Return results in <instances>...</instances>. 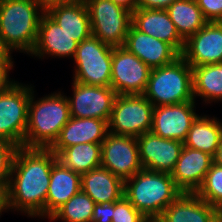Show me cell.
Instances as JSON below:
<instances>
[{"mask_svg":"<svg viewBox=\"0 0 222 222\" xmlns=\"http://www.w3.org/2000/svg\"><path fill=\"white\" fill-rule=\"evenodd\" d=\"M57 155L50 149L19 147L15 153L5 196L6 210L29 217H46L50 173Z\"/></svg>","mask_w":222,"mask_h":222,"instance_id":"1","label":"cell"},{"mask_svg":"<svg viewBox=\"0 0 222 222\" xmlns=\"http://www.w3.org/2000/svg\"><path fill=\"white\" fill-rule=\"evenodd\" d=\"M33 93L32 87L24 148L49 149L71 118L69 101L61 92L35 101Z\"/></svg>","mask_w":222,"mask_h":222,"instance_id":"2","label":"cell"},{"mask_svg":"<svg viewBox=\"0 0 222 222\" xmlns=\"http://www.w3.org/2000/svg\"><path fill=\"white\" fill-rule=\"evenodd\" d=\"M183 192L171 173L141 169L124 181V196L148 220H157Z\"/></svg>","mask_w":222,"mask_h":222,"instance_id":"3","label":"cell"},{"mask_svg":"<svg viewBox=\"0 0 222 222\" xmlns=\"http://www.w3.org/2000/svg\"><path fill=\"white\" fill-rule=\"evenodd\" d=\"M44 12L32 0H0V41L7 51L31 53Z\"/></svg>","mask_w":222,"mask_h":222,"instance_id":"4","label":"cell"},{"mask_svg":"<svg viewBox=\"0 0 222 222\" xmlns=\"http://www.w3.org/2000/svg\"><path fill=\"white\" fill-rule=\"evenodd\" d=\"M143 95L154 107L195 101L192 67L180 55L172 63L152 68Z\"/></svg>","mask_w":222,"mask_h":222,"instance_id":"5","label":"cell"},{"mask_svg":"<svg viewBox=\"0 0 222 222\" xmlns=\"http://www.w3.org/2000/svg\"><path fill=\"white\" fill-rule=\"evenodd\" d=\"M113 47L90 35L78 43L73 81L93 86H110Z\"/></svg>","mask_w":222,"mask_h":222,"instance_id":"6","label":"cell"},{"mask_svg":"<svg viewBox=\"0 0 222 222\" xmlns=\"http://www.w3.org/2000/svg\"><path fill=\"white\" fill-rule=\"evenodd\" d=\"M85 2L90 16L91 34L109 46H124L132 25V12L111 0Z\"/></svg>","mask_w":222,"mask_h":222,"instance_id":"7","label":"cell"},{"mask_svg":"<svg viewBox=\"0 0 222 222\" xmlns=\"http://www.w3.org/2000/svg\"><path fill=\"white\" fill-rule=\"evenodd\" d=\"M153 104L143 95H117L110 120L109 132L138 137L151 131Z\"/></svg>","mask_w":222,"mask_h":222,"instance_id":"8","label":"cell"},{"mask_svg":"<svg viewBox=\"0 0 222 222\" xmlns=\"http://www.w3.org/2000/svg\"><path fill=\"white\" fill-rule=\"evenodd\" d=\"M32 86L16 83L0 92V139L24 147Z\"/></svg>","mask_w":222,"mask_h":222,"instance_id":"9","label":"cell"},{"mask_svg":"<svg viewBox=\"0 0 222 222\" xmlns=\"http://www.w3.org/2000/svg\"><path fill=\"white\" fill-rule=\"evenodd\" d=\"M151 68L124 46L113 47L110 86L117 95L144 94Z\"/></svg>","mask_w":222,"mask_h":222,"instance_id":"10","label":"cell"},{"mask_svg":"<svg viewBox=\"0 0 222 222\" xmlns=\"http://www.w3.org/2000/svg\"><path fill=\"white\" fill-rule=\"evenodd\" d=\"M101 167L123 181L143 169L136 137L108 132L101 143Z\"/></svg>","mask_w":222,"mask_h":222,"instance_id":"11","label":"cell"},{"mask_svg":"<svg viewBox=\"0 0 222 222\" xmlns=\"http://www.w3.org/2000/svg\"><path fill=\"white\" fill-rule=\"evenodd\" d=\"M73 96L67 97L71 117L110 120L117 93L111 86H93L73 81Z\"/></svg>","mask_w":222,"mask_h":222,"instance_id":"12","label":"cell"},{"mask_svg":"<svg viewBox=\"0 0 222 222\" xmlns=\"http://www.w3.org/2000/svg\"><path fill=\"white\" fill-rule=\"evenodd\" d=\"M195 102L154 107L151 132L162 138L184 142L192 123L199 116L194 110Z\"/></svg>","mask_w":222,"mask_h":222,"instance_id":"13","label":"cell"},{"mask_svg":"<svg viewBox=\"0 0 222 222\" xmlns=\"http://www.w3.org/2000/svg\"><path fill=\"white\" fill-rule=\"evenodd\" d=\"M181 56L191 67L222 63V22H207L190 36Z\"/></svg>","mask_w":222,"mask_h":222,"instance_id":"14","label":"cell"},{"mask_svg":"<svg viewBox=\"0 0 222 222\" xmlns=\"http://www.w3.org/2000/svg\"><path fill=\"white\" fill-rule=\"evenodd\" d=\"M143 169L171 173L184 147L183 142L146 132L137 138Z\"/></svg>","mask_w":222,"mask_h":222,"instance_id":"15","label":"cell"},{"mask_svg":"<svg viewBox=\"0 0 222 222\" xmlns=\"http://www.w3.org/2000/svg\"><path fill=\"white\" fill-rule=\"evenodd\" d=\"M213 163L208 153L184 146L171 177L183 193H196Z\"/></svg>","mask_w":222,"mask_h":222,"instance_id":"16","label":"cell"},{"mask_svg":"<svg viewBox=\"0 0 222 222\" xmlns=\"http://www.w3.org/2000/svg\"><path fill=\"white\" fill-rule=\"evenodd\" d=\"M78 42L67 34L47 13H43L37 33V40L31 55L45 57L74 58ZM46 54V55H45Z\"/></svg>","mask_w":222,"mask_h":222,"instance_id":"17","label":"cell"},{"mask_svg":"<svg viewBox=\"0 0 222 222\" xmlns=\"http://www.w3.org/2000/svg\"><path fill=\"white\" fill-rule=\"evenodd\" d=\"M124 47L151 69L172 63L180 54L168 43L130 26Z\"/></svg>","mask_w":222,"mask_h":222,"instance_id":"18","label":"cell"},{"mask_svg":"<svg viewBox=\"0 0 222 222\" xmlns=\"http://www.w3.org/2000/svg\"><path fill=\"white\" fill-rule=\"evenodd\" d=\"M108 132V121L97 118L71 117L49 149L57 155L66 147L80 143H102Z\"/></svg>","mask_w":222,"mask_h":222,"instance_id":"19","label":"cell"},{"mask_svg":"<svg viewBox=\"0 0 222 222\" xmlns=\"http://www.w3.org/2000/svg\"><path fill=\"white\" fill-rule=\"evenodd\" d=\"M132 25L140 32L170 44L181 55L185 41L166 10L137 8L132 12Z\"/></svg>","mask_w":222,"mask_h":222,"instance_id":"20","label":"cell"},{"mask_svg":"<svg viewBox=\"0 0 222 222\" xmlns=\"http://www.w3.org/2000/svg\"><path fill=\"white\" fill-rule=\"evenodd\" d=\"M157 222H219L218 209L196 193H182L163 211Z\"/></svg>","mask_w":222,"mask_h":222,"instance_id":"21","label":"cell"},{"mask_svg":"<svg viewBox=\"0 0 222 222\" xmlns=\"http://www.w3.org/2000/svg\"><path fill=\"white\" fill-rule=\"evenodd\" d=\"M81 191V175L56 160L50 173L46 216L50 218L72 196Z\"/></svg>","mask_w":222,"mask_h":222,"instance_id":"22","label":"cell"},{"mask_svg":"<svg viewBox=\"0 0 222 222\" xmlns=\"http://www.w3.org/2000/svg\"><path fill=\"white\" fill-rule=\"evenodd\" d=\"M81 191L96 204L114 203L124 195V181L100 166L81 175Z\"/></svg>","mask_w":222,"mask_h":222,"instance_id":"23","label":"cell"},{"mask_svg":"<svg viewBox=\"0 0 222 222\" xmlns=\"http://www.w3.org/2000/svg\"><path fill=\"white\" fill-rule=\"evenodd\" d=\"M47 14L78 43L91 35L90 16L85 0L53 7Z\"/></svg>","mask_w":222,"mask_h":222,"instance_id":"24","label":"cell"},{"mask_svg":"<svg viewBox=\"0 0 222 222\" xmlns=\"http://www.w3.org/2000/svg\"><path fill=\"white\" fill-rule=\"evenodd\" d=\"M222 137V122L207 115L198 116L188 131L184 146L215 156Z\"/></svg>","mask_w":222,"mask_h":222,"instance_id":"25","label":"cell"},{"mask_svg":"<svg viewBox=\"0 0 222 222\" xmlns=\"http://www.w3.org/2000/svg\"><path fill=\"white\" fill-rule=\"evenodd\" d=\"M166 11L184 41L198 32L208 22L196 0L174 1Z\"/></svg>","mask_w":222,"mask_h":222,"instance_id":"26","label":"cell"},{"mask_svg":"<svg viewBox=\"0 0 222 222\" xmlns=\"http://www.w3.org/2000/svg\"><path fill=\"white\" fill-rule=\"evenodd\" d=\"M57 160L80 175L101 166V143H80L66 147Z\"/></svg>","mask_w":222,"mask_h":222,"instance_id":"27","label":"cell"},{"mask_svg":"<svg viewBox=\"0 0 222 222\" xmlns=\"http://www.w3.org/2000/svg\"><path fill=\"white\" fill-rule=\"evenodd\" d=\"M193 95L203 98L205 103L222 101V63L192 67Z\"/></svg>","mask_w":222,"mask_h":222,"instance_id":"28","label":"cell"},{"mask_svg":"<svg viewBox=\"0 0 222 222\" xmlns=\"http://www.w3.org/2000/svg\"><path fill=\"white\" fill-rule=\"evenodd\" d=\"M95 202L83 191H79L63 204L49 219L63 222H91Z\"/></svg>","mask_w":222,"mask_h":222,"instance_id":"29","label":"cell"},{"mask_svg":"<svg viewBox=\"0 0 222 222\" xmlns=\"http://www.w3.org/2000/svg\"><path fill=\"white\" fill-rule=\"evenodd\" d=\"M196 194L215 208L222 207V167L212 164Z\"/></svg>","mask_w":222,"mask_h":222,"instance_id":"30","label":"cell"},{"mask_svg":"<svg viewBox=\"0 0 222 222\" xmlns=\"http://www.w3.org/2000/svg\"><path fill=\"white\" fill-rule=\"evenodd\" d=\"M19 147L16 144L0 139V195L6 196L12 164Z\"/></svg>","mask_w":222,"mask_h":222,"instance_id":"31","label":"cell"},{"mask_svg":"<svg viewBox=\"0 0 222 222\" xmlns=\"http://www.w3.org/2000/svg\"><path fill=\"white\" fill-rule=\"evenodd\" d=\"M112 222H149L123 195L112 203Z\"/></svg>","mask_w":222,"mask_h":222,"instance_id":"32","label":"cell"},{"mask_svg":"<svg viewBox=\"0 0 222 222\" xmlns=\"http://www.w3.org/2000/svg\"><path fill=\"white\" fill-rule=\"evenodd\" d=\"M208 22L222 21V0H196Z\"/></svg>","mask_w":222,"mask_h":222,"instance_id":"33","label":"cell"},{"mask_svg":"<svg viewBox=\"0 0 222 222\" xmlns=\"http://www.w3.org/2000/svg\"><path fill=\"white\" fill-rule=\"evenodd\" d=\"M10 51H6L0 57V92L11 88L16 82L15 80H9L8 72L13 67V61Z\"/></svg>","mask_w":222,"mask_h":222,"instance_id":"34","label":"cell"},{"mask_svg":"<svg viewBox=\"0 0 222 222\" xmlns=\"http://www.w3.org/2000/svg\"><path fill=\"white\" fill-rule=\"evenodd\" d=\"M112 203L95 204L91 222H112Z\"/></svg>","mask_w":222,"mask_h":222,"instance_id":"35","label":"cell"},{"mask_svg":"<svg viewBox=\"0 0 222 222\" xmlns=\"http://www.w3.org/2000/svg\"><path fill=\"white\" fill-rule=\"evenodd\" d=\"M174 1L177 0H139L137 8L144 10H166Z\"/></svg>","mask_w":222,"mask_h":222,"instance_id":"36","label":"cell"},{"mask_svg":"<svg viewBox=\"0 0 222 222\" xmlns=\"http://www.w3.org/2000/svg\"><path fill=\"white\" fill-rule=\"evenodd\" d=\"M44 13H47L53 7L65 5L75 0H32Z\"/></svg>","mask_w":222,"mask_h":222,"instance_id":"37","label":"cell"},{"mask_svg":"<svg viewBox=\"0 0 222 222\" xmlns=\"http://www.w3.org/2000/svg\"><path fill=\"white\" fill-rule=\"evenodd\" d=\"M111 1H113L116 5H119L130 12H133L137 9L139 0H111Z\"/></svg>","mask_w":222,"mask_h":222,"instance_id":"38","label":"cell"},{"mask_svg":"<svg viewBox=\"0 0 222 222\" xmlns=\"http://www.w3.org/2000/svg\"><path fill=\"white\" fill-rule=\"evenodd\" d=\"M213 159L216 165L222 167V137L220 139L219 146Z\"/></svg>","mask_w":222,"mask_h":222,"instance_id":"39","label":"cell"},{"mask_svg":"<svg viewBox=\"0 0 222 222\" xmlns=\"http://www.w3.org/2000/svg\"><path fill=\"white\" fill-rule=\"evenodd\" d=\"M4 210L6 211L5 197L0 195V215H2V212H4Z\"/></svg>","mask_w":222,"mask_h":222,"instance_id":"40","label":"cell"},{"mask_svg":"<svg viewBox=\"0 0 222 222\" xmlns=\"http://www.w3.org/2000/svg\"><path fill=\"white\" fill-rule=\"evenodd\" d=\"M218 220L222 222V207L218 209Z\"/></svg>","mask_w":222,"mask_h":222,"instance_id":"41","label":"cell"},{"mask_svg":"<svg viewBox=\"0 0 222 222\" xmlns=\"http://www.w3.org/2000/svg\"><path fill=\"white\" fill-rule=\"evenodd\" d=\"M7 50L2 46L0 41V57L6 52Z\"/></svg>","mask_w":222,"mask_h":222,"instance_id":"42","label":"cell"}]
</instances>
